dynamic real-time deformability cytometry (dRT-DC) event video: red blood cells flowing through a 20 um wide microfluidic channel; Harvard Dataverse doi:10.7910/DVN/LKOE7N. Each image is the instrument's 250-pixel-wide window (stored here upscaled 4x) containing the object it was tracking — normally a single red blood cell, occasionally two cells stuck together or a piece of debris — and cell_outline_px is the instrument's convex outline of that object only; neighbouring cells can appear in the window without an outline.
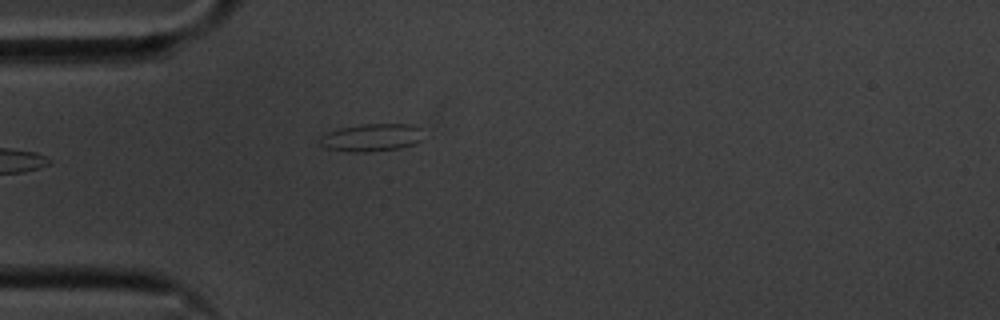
{"species": "common noctule bat (a hibernating species)", "species_latin": "Nyctalus noctula", "temperature_condition": "cold", "stored_images_in_passage": 26, "segment_of_instrument_passage": [1, 2], "camera_frame_rate_fps": 3000, "um_per_image_px": 0.085, "animal": {"sex": "male", "body_mass_g": 20.1, "forearm_length_mm": 53.5}, "frame": {"image": 1, "passage_image": 1, "time_ms": 0.0, "image_size_px": [1000, 320], "cell_outline_px": [[424, 140], [416, 144], [400, 148], [368, 152], [348, 152], [324, 148], [320, 144], [320, 136], [328, 132], [340, 128], [360, 124], [412, 124], [420, 128]], "centroid_in_image_um": [31.6, 11.7], "position_along_channel_um": 53.4, "area_um2": 16.99}}
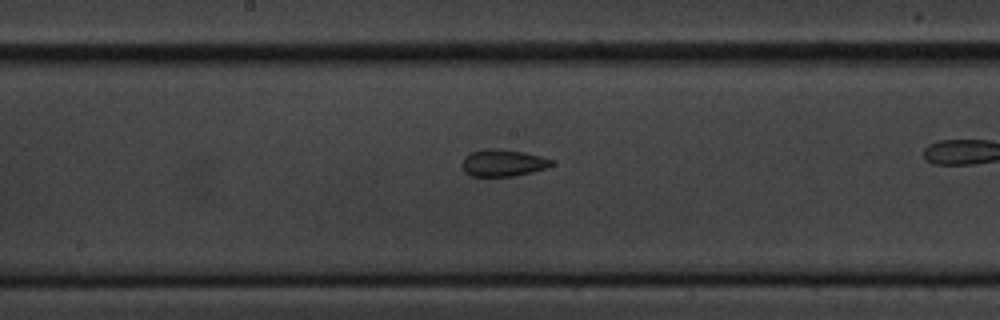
{"frame": {"image": 2, "passage_image": 11, "time_ms": 3.333, "image_size_px": [1000, 320], "cell_outline_px": [[552, 164], [544, 168], [532, 172], [512, 176], [472, 176], [464, 172], [460, 164], [464, 156], [472, 152], [484, 148], [500, 148], [524, 152], [540, 156], [552, 160]], "centroid_in_image_um": [42.68, 13.83], "position_along_channel_um": 205.5, "area_um2": 14.1}}
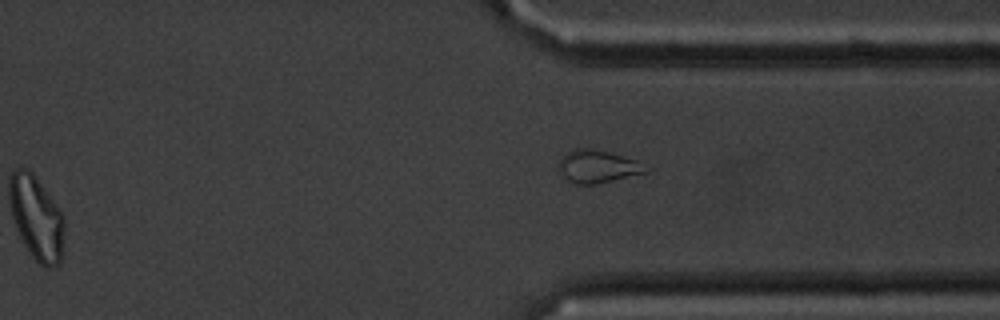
{"frame": {"image": 3, "passage_image": 24, "time_ms": 7.667, "image_size_px": [1000, 320], "cell_outline_px": [[648, 172], [596, 184], [576, 184], [568, 180], [560, 172], [556, 164], [572, 148], [588, 148], [608, 152], [636, 160]], "centroid_in_image_um": [50.73, 14.15], "position_along_channel_um": 360.7, "area_um2": 16.24}}